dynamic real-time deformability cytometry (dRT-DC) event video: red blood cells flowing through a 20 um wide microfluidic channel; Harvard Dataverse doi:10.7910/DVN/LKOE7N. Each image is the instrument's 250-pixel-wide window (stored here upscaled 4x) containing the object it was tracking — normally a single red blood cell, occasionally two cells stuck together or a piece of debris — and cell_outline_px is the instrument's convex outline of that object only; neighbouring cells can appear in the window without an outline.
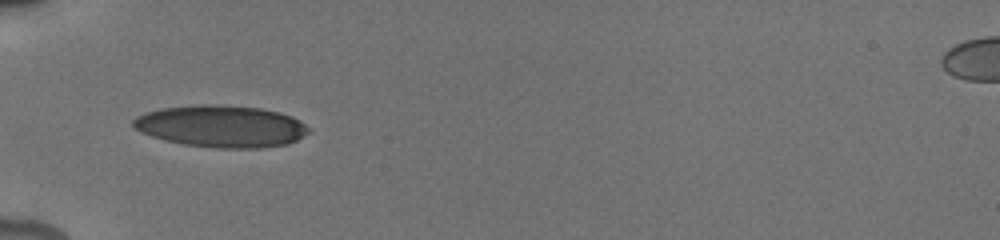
{"species": "human", "species_latin": "Homo sapiens", "temperature_condition": "cold", "stored_images_in_passage": 18, "camera_frame_rate_fps": 3000, "um_per_image_px": 0.085, "donor": {"sex": "male"}, "frame": {"image": 1, "passage_image": 1, "time_ms": 0.0, "image_size_px": [1000, 240], "cell_outline_px": [[312, 132], [288, 144], [260, 148], [216, 148], [184, 144], [164, 140], [140, 132], [132, 124], [132, 120], [136, 116], [160, 108], [200, 104], [216, 104], [260, 108], [280, 112], [292, 116], [300, 120]], "centroid_in_image_um": [18.82, 10.73], "position_along_channel_um": 66.2, "area_um2": 43.06}}
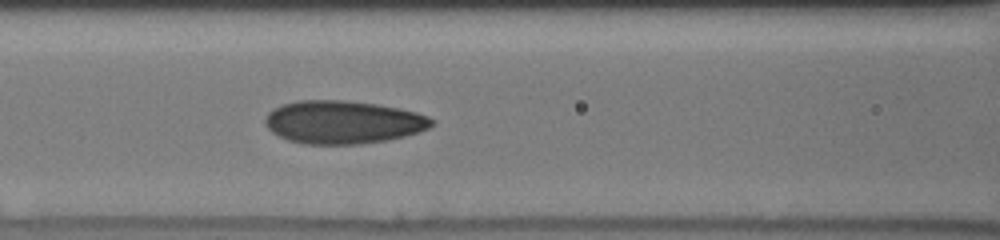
{"frame": {"image": 2, "passage_image": 9, "time_ms": 2.0, "image_size_px": [1000, 240], "cell_outline_px": [[436, 124], [420, 132], [388, 140], [360, 144], [304, 144], [288, 140], [272, 132], [268, 128], [264, 120], [268, 112], [272, 108], [280, 104], [296, 100], [344, 100], [376, 104], [400, 108], [416, 112], [428, 116], [436, 120]], "centroid_in_image_um": [29.17, 10.37], "position_along_channel_um": 137.4, "area_um2": 42.19}}